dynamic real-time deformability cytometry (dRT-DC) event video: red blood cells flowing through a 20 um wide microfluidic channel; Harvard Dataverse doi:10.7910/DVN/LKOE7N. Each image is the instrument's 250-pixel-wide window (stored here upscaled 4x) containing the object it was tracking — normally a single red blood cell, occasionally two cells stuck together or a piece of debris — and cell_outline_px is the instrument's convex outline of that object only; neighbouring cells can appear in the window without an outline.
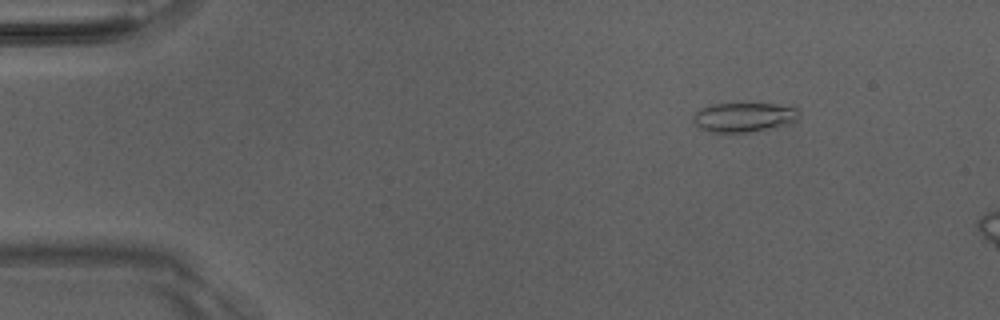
{"species": "Egyptian fruit bat (a non-hibernating species)", "species_latin": "Rousettus aegyptiacus", "temperature_condition": "room temperature", "stored_images_in_passage": 8, "camera_frame_rate_fps": 3000, "um_per_image_px": 0.085, "animal": {"sex": "male"}, "frame": {"image": 1, "passage_image": 2, "time_ms": 0.333, "image_size_px": [1000, 320], "cell_outline_px": [[796, 120], [784, 124], [748, 132], [708, 132], [692, 124], [692, 116], [700, 108], [708, 104], [776, 104], [796, 108]], "centroid_in_image_um": [63.08, 9.96], "position_along_channel_um": 21.9, "area_um2": 17.8}}